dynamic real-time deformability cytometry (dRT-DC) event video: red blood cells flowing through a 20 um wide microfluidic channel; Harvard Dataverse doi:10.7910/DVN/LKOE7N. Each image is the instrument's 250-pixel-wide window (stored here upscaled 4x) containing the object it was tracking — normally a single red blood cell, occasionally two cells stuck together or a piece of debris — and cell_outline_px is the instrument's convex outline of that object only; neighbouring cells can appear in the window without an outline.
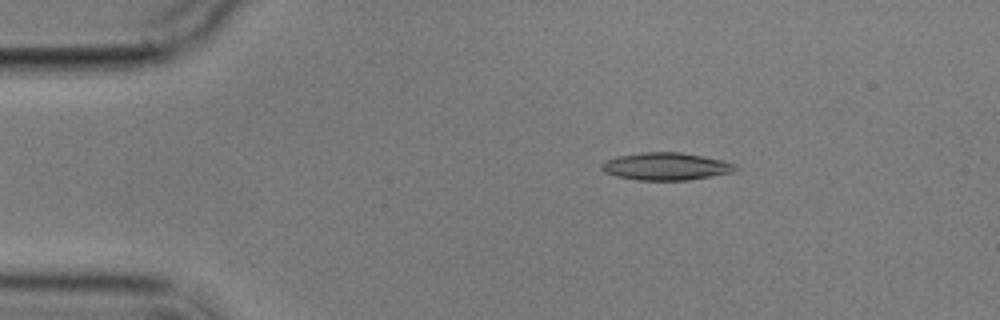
{"species": "common noctule bat (a hibernating species)", "species_latin": "Nyctalus noctula", "temperature_condition": "cold", "stored_images_in_passage": 8, "camera_frame_rate_fps": 3000, "um_per_image_px": 0.085, "animal": {"sex": "male", "body_mass_g": 17.9}, "frame": {"image": 1, "passage_image": 2, "time_ms": 1.0, "image_size_px": [1000, 320], "cell_outline_px": [[740, 168], [732, 172], [688, 180], [636, 180], [616, 176], [604, 172], [600, 168], [600, 164], [604, 160], [620, 156], [640, 152], [680, 152], [720, 160], [736, 164]], "centroid_in_image_um": [56.56, 14.14], "position_along_channel_um": 28.4, "area_um2": 21.39}}
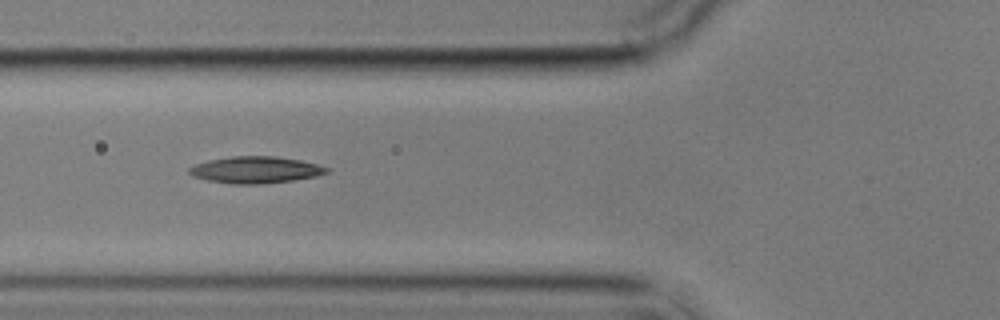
{"frame": {"image": 2, "passage_image": 5, "time_ms": 4.667, "image_size_px": [1000, 320], "cell_outline_px": [[332, 168], [328, 172], [316, 176], [296, 180], [260, 184], [232, 184], [208, 180], [192, 176], [188, 172], [188, 168], [196, 164], [208, 160], [232, 156], [276, 156], [300, 160]], "centroid_in_image_um": [21.73, 14.44], "position_along_channel_um": 104.1, "area_um2": 21.5}}
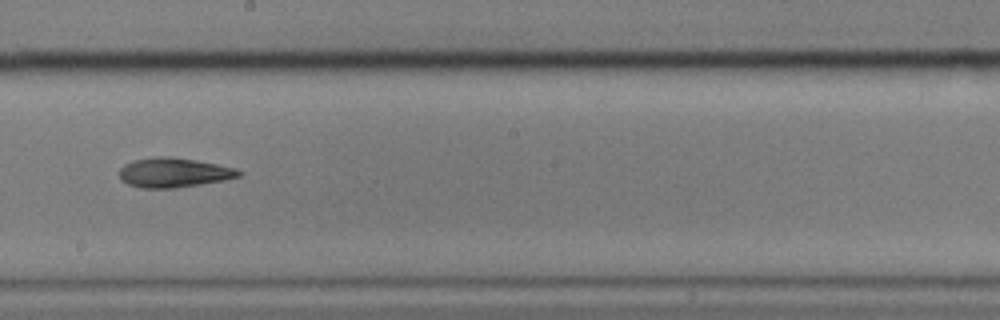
{"frame": {"image": 3, "passage_image": 8, "time_ms": 8.333, "image_size_px": [1000, 320], "cell_outline_px": [[244, 172], [240, 176], [224, 180], [176, 188], [140, 188], [128, 184], [120, 180], [120, 168], [124, 164], [132, 160], [152, 156], [172, 156], [196, 160], [236, 168]], "centroid_in_image_um": [14.75, 14.66], "position_along_channel_um": 233.5, "area_um2": 20.81}}